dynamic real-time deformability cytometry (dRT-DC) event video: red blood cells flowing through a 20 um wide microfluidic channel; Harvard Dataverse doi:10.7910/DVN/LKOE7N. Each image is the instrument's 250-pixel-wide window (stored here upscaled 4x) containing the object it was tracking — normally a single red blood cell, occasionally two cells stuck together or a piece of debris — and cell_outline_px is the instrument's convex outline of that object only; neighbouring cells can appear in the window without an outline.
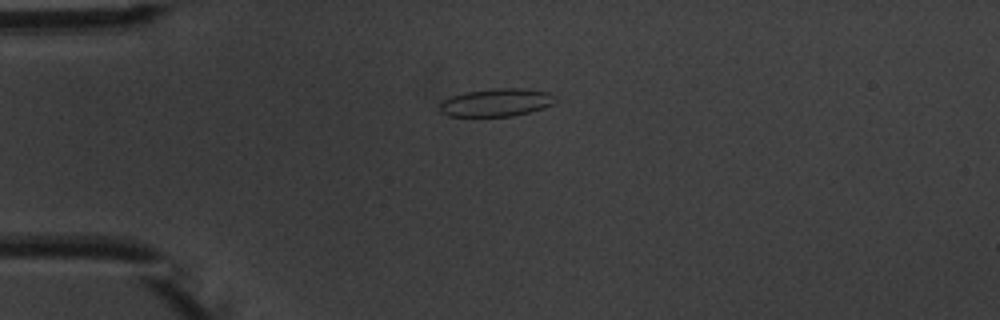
{"species": "common noctule bat (a hibernating species)", "species_latin": "Nyctalus noctula", "temperature_condition": "warm", "stored_images_in_passage": 5, "camera_frame_rate_fps": 3000, "um_per_image_px": 0.085, "animal": {"sex": "male", "body_mass_g": 20.1, "forearm_length_mm": 53.5}, "frame": {"image": 1, "passage_image": 1, "time_ms": 0.0, "image_size_px": [1000, 320], "cell_outline_px": [[556, 100], [552, 104], [544, 108], [512, 116], [448, 116], [440, 112], [440, 104], [444, 100], [452, 96], [464, 92], [492, 88], [524, 88], [548, 92], [556, 96]], "centroid_in_image_um": [42.2, 8.7], "position_along_channel_um": 42.8, "area_um2": 18.84}}
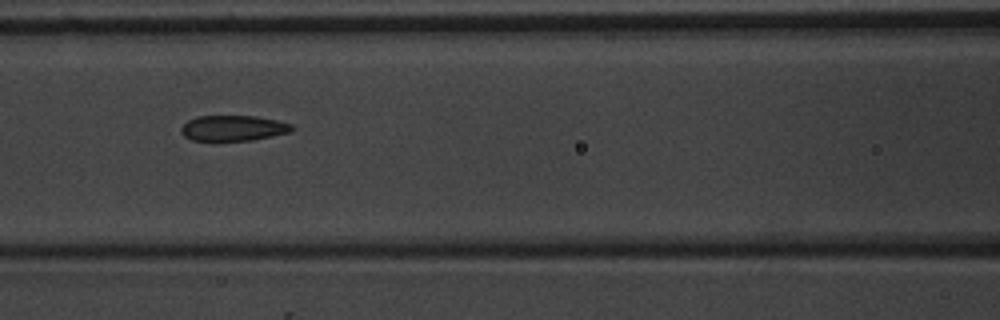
{"frame": {"image": 2, "passage_image": 4, "time_ms": 3.333, "image_size_px": [1000, 320], "cell_outline_px": [[296, 128], [292, 132], [252, 140], [192, 140], [184, 136], [180, 132], [180, 128], [188, 120], [196, 116], [256, 116], [276, 120], [292, 124]], "centroid_in_image_um": [19.85, 10.88], "position_along_channel_um": 146.8, "area_um2": 16.53}}
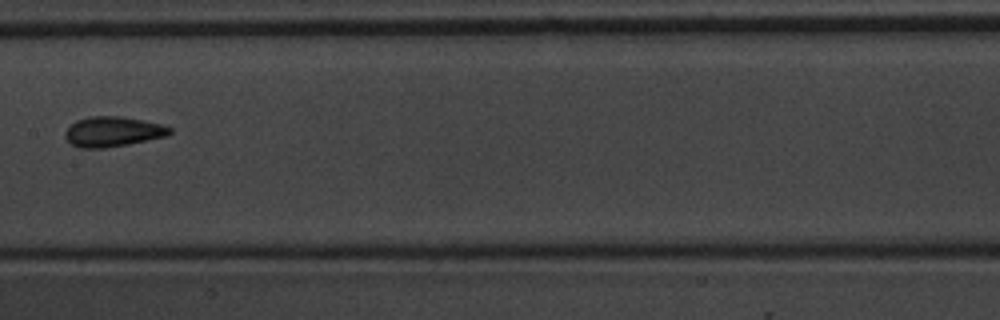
{"frame": {"image": 3, "passage_image": 5, "time_ms": 4.667, "image_size_px": [1000, 320], "cell_outline_px": [[172, 132], [168, 136], [128, 144], [104, 148], [80, 148], [72, 144], [64, 136], [64, 132], [76, 120], [88, 116], [120, 116], [144, 120], [160, 124], [172, 128]], "centroid_in_image_um": [9.6, 11.18], "position_along_channel_um": 197.8, "area_um2": 18.38}}